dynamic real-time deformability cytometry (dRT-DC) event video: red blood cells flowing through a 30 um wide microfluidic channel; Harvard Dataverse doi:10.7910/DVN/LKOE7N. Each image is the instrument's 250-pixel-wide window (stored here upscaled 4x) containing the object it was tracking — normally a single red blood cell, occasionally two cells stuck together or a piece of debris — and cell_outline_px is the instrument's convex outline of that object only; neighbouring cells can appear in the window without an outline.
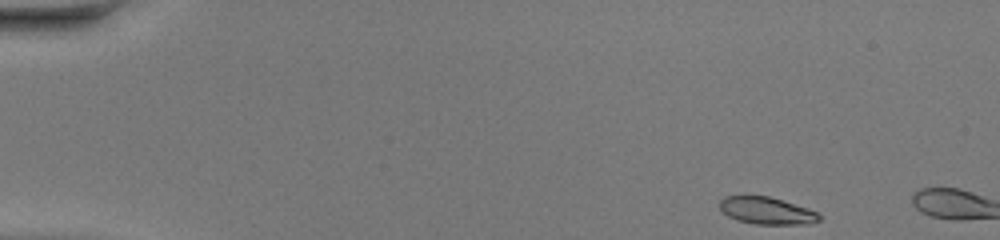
{"species": "common noctule bat (a hibernating species)", "species_latin": "Nyctalus noctula", "temperature_condition": "warm", "stored_images_in_passage": 5, "camera_frame_rate_fps": 3000, "um_per_image_px": 0.085, "animal": {"sex": "female", "body_mass_g": 20.0, "forearm_length_mm": 54.0}, "frame": {"image": 1, "passage_image": 1, "time_ms": 0.0, "image_size_px": [1000, 240], "cell_outline_px": [[820, 220], [812, 224], [756, 224], [736, 220], [728, 216], [720, 208], [720, 200], [724, 196], [768, 196], [808, 208], [816, 212], [820, 216]], "centroid_in_image_um": [65.17, 17.92], "position_along_channel_um": 19.8, "area_um2": 15.66}}